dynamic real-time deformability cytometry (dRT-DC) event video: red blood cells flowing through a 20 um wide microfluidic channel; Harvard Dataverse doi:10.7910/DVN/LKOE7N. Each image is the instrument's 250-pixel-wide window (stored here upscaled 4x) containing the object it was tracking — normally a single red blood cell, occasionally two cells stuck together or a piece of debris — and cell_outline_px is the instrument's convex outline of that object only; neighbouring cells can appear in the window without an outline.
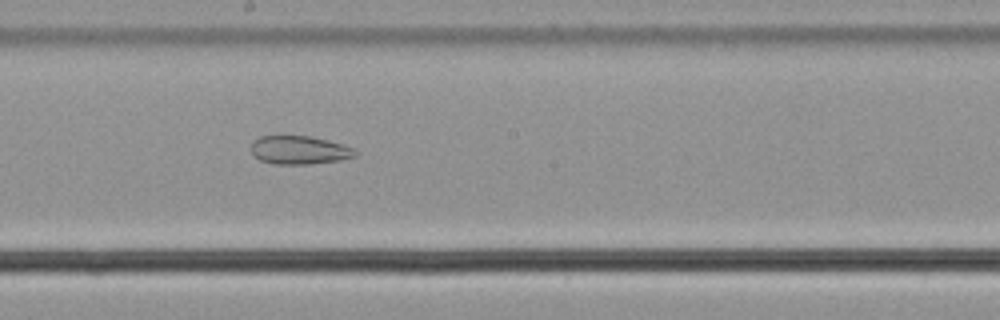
{"species": "common noctule bat (a hibernating species)", "species_latin": "Nyctalus noctula", "temperature_condition": "cold", "stored_images_in_passage": 57, "camera_frame_rate_fps": 3000, "um_per_image_px": 0.085, "animal": {"sex": "male", "body_mass_g": 21.5, "forearm_length_mm": 52.0}, "frame": {"image": 1, "passage_image": 32, "time_ms": 10.333, "image_size_px": [1000, 320], "cell_outline_px": [[356, 156], [340, 160], [308, 164], [272, 164], [260, 160], [252, 156], [252, 140], [260, 136], [312, 136], [328, 140], [352, 148], [356, 152]], "centroid_in_image_um": [25.39, 12.76], "position_along_channel_um": 222.8, "area_um2": 17.22}}
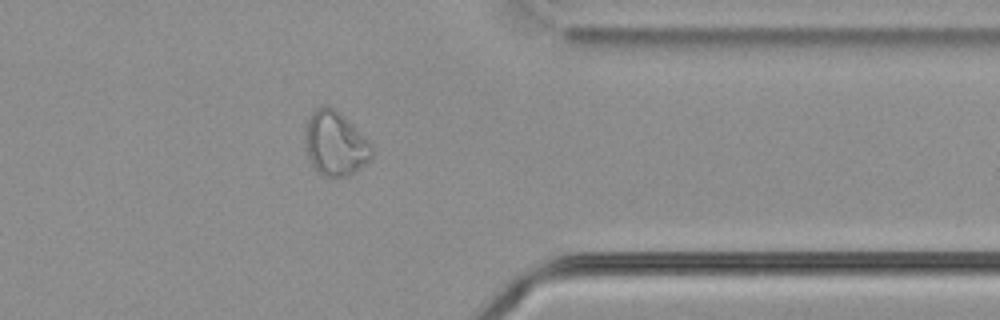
{"frame": {"image": 2, "passage_image": 46, "time_ms": 15.0, "image_size_px": [1000, 320], "cell_outline_px": [[372, 160], [356, 172], [344, 176], [324, 176], [312, 164], [308, 156], [304, 140], [304, 132], [308, 116], [316, 108], [324, 104], [332, 104], [372, 144]], "centroid_in_image_um": [28.49, 12.16], "position_along_channel_um": 382.9, "area_um2": 25.32}}
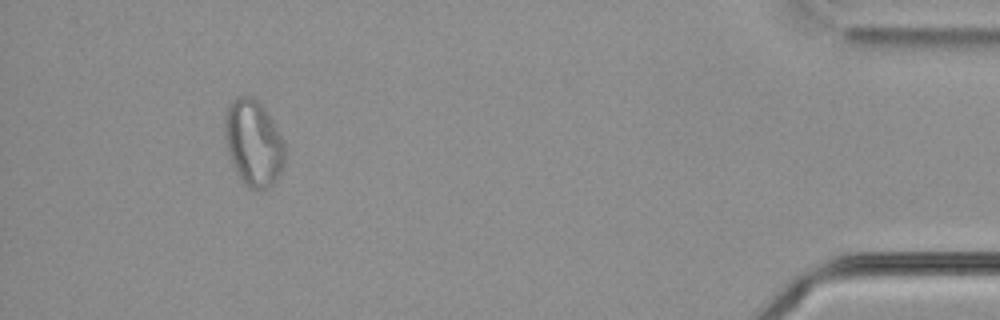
{"frame": {"image": 3, "passage_image": 53, "time_ms": 17.333, "image_size_px": [1000, 320], "cell_outline_px": [[284, 160], [280, 176], [268, 188], [256, 192], [248, 188], [244, 184], [236, 172], [228, 152], [224, 140], [224, 116], [228, 104], [236, 96], [252, 96], [264, 108], [272, 120], [284, 140]], "centroid_in_image_um": [21.52, 12.17], "position_along_channel_um": 413.7, "area_um2": 30.58}}